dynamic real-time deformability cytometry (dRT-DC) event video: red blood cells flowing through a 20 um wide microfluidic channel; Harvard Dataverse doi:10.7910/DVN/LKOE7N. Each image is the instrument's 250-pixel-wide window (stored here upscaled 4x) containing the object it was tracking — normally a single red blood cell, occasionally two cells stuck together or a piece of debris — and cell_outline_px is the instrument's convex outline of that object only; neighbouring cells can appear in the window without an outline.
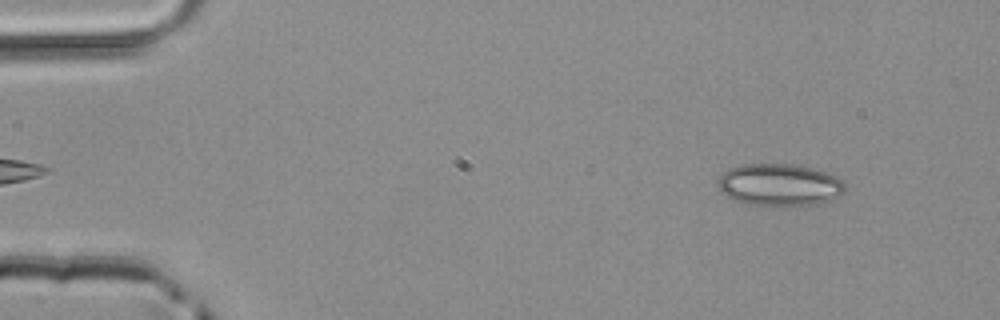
{"species": "common noctule bat (a hibernating species)", "species_latin": "Nyctalus noctula", "temperature_condition": "room temperature", "stored_images_in_passage": 5, "camera_frame_rate_fps": 3000, "um_per_image_px": 0.085, "animal": {"sex": "male", "body_mass_g": 20.4}, "frame": {"image": 1, "passage_image": 3, "time_ms": 0.667, "image_size_px": [1000, 320], "cell_outline_px": [[844, 192], [820, 204], [748, 204], [724, 196], [716, 188], [716, 180], [728, 168], [744, 164], [792, 164], [812, 168], [836, 176], [844, 184]], "centroid_in_image_um": [66.17, 15.69], "position_along_channel_um": 18.8, "area_um2": 30.87}}